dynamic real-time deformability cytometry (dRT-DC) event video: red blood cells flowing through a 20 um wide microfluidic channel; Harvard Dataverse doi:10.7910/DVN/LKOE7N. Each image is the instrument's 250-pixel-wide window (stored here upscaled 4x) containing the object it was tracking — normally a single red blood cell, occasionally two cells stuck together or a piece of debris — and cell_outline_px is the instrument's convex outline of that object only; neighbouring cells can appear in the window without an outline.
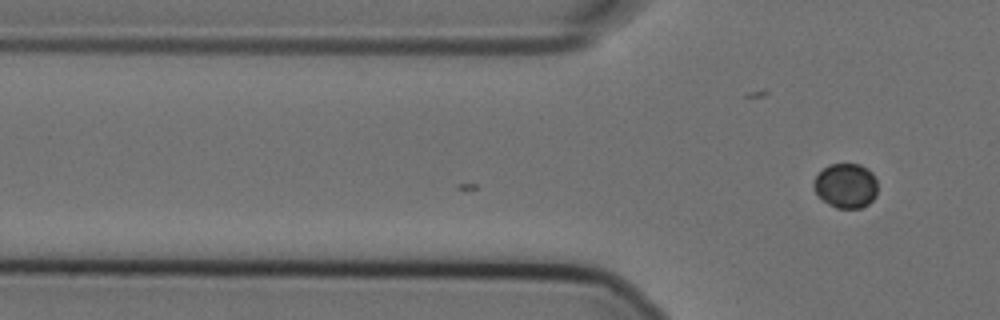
{"species": "Egyptian fruit bat (a non-hibernating species)", "species_latin": "Rousettus aegyptiacus", "temperature_condition": "cold", "stored_images_in_passage": 7, "camera_frame_rate_fps": 3000, "um_per_image_px": 0.085, "animal": {"sex": "female"}, "frame": {"image": 1, "passage_image": 7, "time_ms": 2.0, "image_size_px": [1000, 320], "cell_outline_px": [[876, 196], [868, 204], [860, 208], [836, 208], [828, 204], [816, 192], [812, 184], [816, 176], [828, 164], [860, 164], [868, 168], [872, 172], [876, 180]], "centroid_in_image_um": [71.91, 15.77], "position_along_channel_um": 53.9, "area_um2": 16.59}}